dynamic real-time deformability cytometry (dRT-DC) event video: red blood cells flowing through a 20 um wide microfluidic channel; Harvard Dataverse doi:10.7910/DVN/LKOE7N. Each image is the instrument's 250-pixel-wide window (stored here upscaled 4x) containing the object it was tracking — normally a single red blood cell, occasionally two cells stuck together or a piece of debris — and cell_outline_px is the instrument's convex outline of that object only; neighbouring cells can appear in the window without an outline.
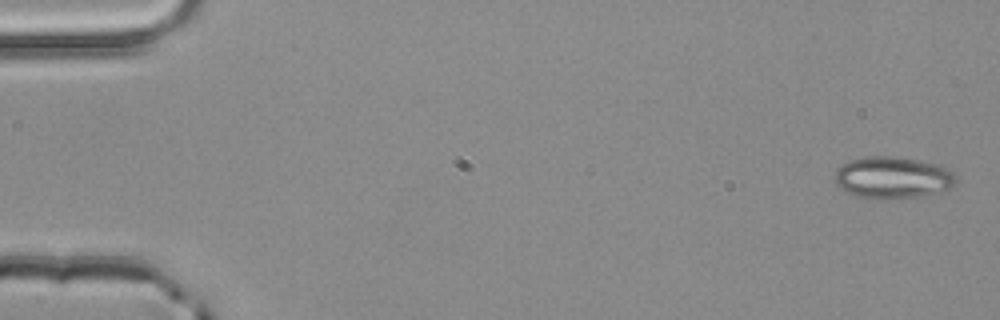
{"species": "common noctule bat (a hibernating species)", "species_latin": "Nyctalus noctula", "temperature_condition": "room temperature", "stored_images_in_passage": 3, "camera_frame_rate_fps": 3000, "um_per_image_px": 0.085, "animal": {"sex": "male", "body_mass_g": 20.4}, "frame": {"image": 1, "passage_image": 1, "time_ms": 0.0, "image_size_px": [1000, 320], "cell_outline_px": [[956, 184], [948, 188], [920, 196], [888, 200], [880, 200], [852, 196], [844, 192], [836, 184], [836, 168], [848, 160], [864, 156], [892, 156], [916, 160], [936, 164], [952, 172], [956, 180]], "centroid_in_image_um": [75.78, 15.11], "position_along_channel_um": 9.2, "area_um2": 29.71}}